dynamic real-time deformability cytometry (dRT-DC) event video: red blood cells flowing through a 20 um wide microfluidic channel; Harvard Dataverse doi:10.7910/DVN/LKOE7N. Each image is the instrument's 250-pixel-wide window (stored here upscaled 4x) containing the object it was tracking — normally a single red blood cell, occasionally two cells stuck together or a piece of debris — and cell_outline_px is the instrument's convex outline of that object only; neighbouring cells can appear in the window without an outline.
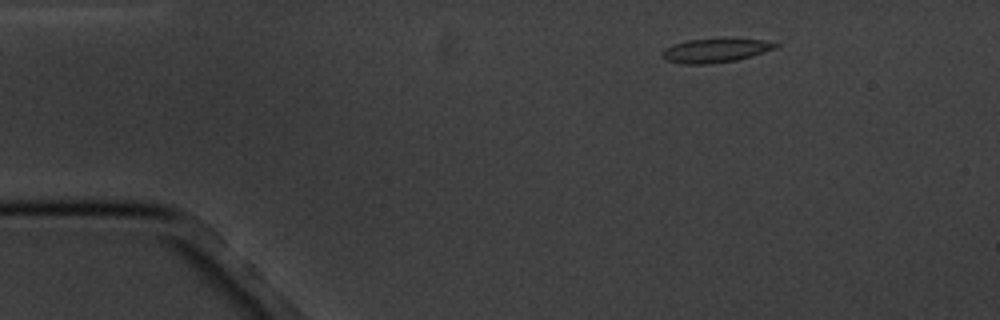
{"species": "common noctule bat (a hibernating species)", "species_latin": "Nyctalus noctula", "temperature_condition": "cold", "stored_images_in_passage": 17, "camera_frame_rate_fps": 3000, "um_per_image_px": 0.085, "animal": {"sex": "male", "body_mass_g": 20.1, "forearm_length_mm": 53.5}, "frame": {"image": 1, "passage_image": 2, "time_ms": 1.333, "image_size_px": [1000, 320], "cell_outline_px": [[780, 44], [776, 48], [752, 56], [736, 60], [704, 64], [684, 64], [664, 60], [660, 56], [660, 52], [664, 48], [672, 44], [688, 40], [764, 40]], "centroid_in_image_um": [60.72, 4.31], "position_along_channel_um": 24.3, "area_um2": 15.49}}
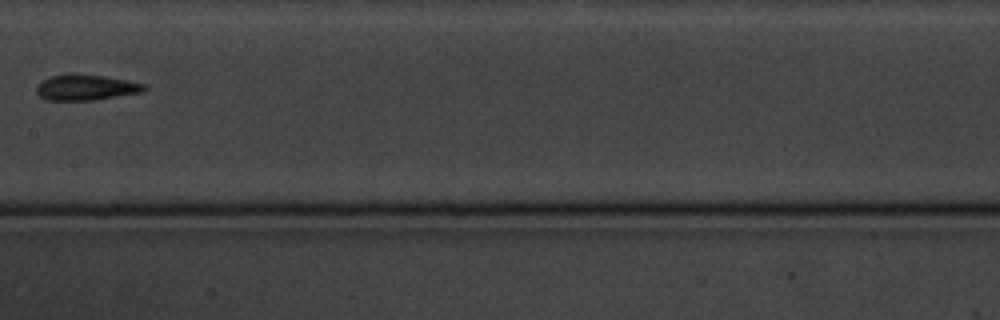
{"frame": {"image": 2, "passage_image": 8, "time_ms": 8.333, "image_size_px": [1000, 320], "cell_outline_px": [[148, 88], [140, 92], [96, 100], [44, 100], [36, 92], [36, 84], [40, 80], [52, 76], [68, 72], [76, 72], [104, 76], [144, 84]], "centroid_in_image_um": [7.21, 7.41], "position_along_channel_um": 200.2, "area_um2": 16.42}}
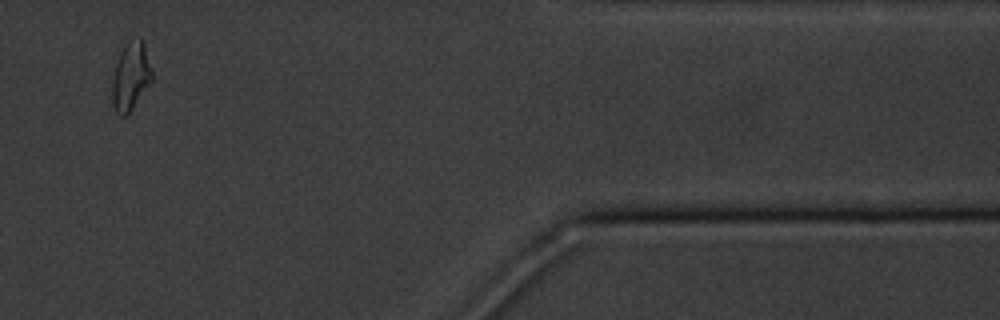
{"frame": {"image": 3, "passage_image": 14, "time_ms": 15.333, "image_size_px": [1000, 320], "cell_outline_px": [[152, 80], [128, 116], [120, 116], [116, 112], [112, 104], [112, 76], [116, 60], [124, 44], [128, 40], [140, 36], [144, 40], [152, 72]], "centroid_in_image_um": [11.1, 6.46], "position_along_channel_um": 400.3, "area_um2": 16.3}}